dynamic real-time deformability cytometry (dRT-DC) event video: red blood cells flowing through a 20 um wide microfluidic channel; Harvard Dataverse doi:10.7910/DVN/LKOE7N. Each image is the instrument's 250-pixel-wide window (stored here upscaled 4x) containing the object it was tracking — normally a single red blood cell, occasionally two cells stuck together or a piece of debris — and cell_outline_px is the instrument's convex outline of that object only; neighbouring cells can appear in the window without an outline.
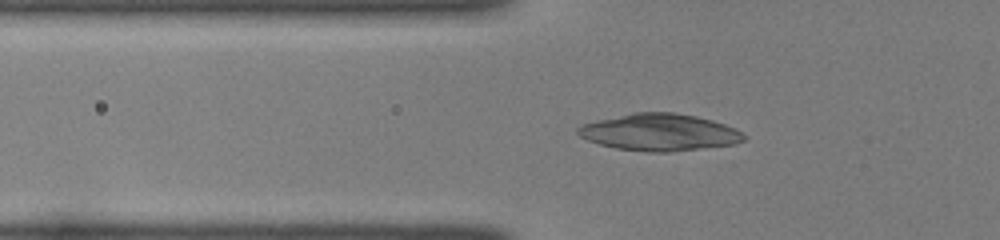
{"species": "common noctule bat (a hibernating species)", "species_latin": "Nyctalus noctula", "temperature_condition": "room temperature", "stored_images_in_passage": 34, "camera_frame_rate_fps": 3000, "um_per_image_px": 0.085, "animal": {"sex": "female", "body_mass_g": 22.0, "forearm_length_mm": 56.7}, "frame": {"image": 1, "passage_image": 2, "time_ms": 0.333, "image_size_px": [1000, 240], "cell_outline_px": [[728, 128], [720, 144], [688, 148], [624, 148], [608, 144], [596, 140], [592, 124], [632, 116], [688, 116], [704, 120]], "centroid_in_image_um": [56.03, 11.25], "position_along_channel_um": 69.8, "area_um2": 26.3}}
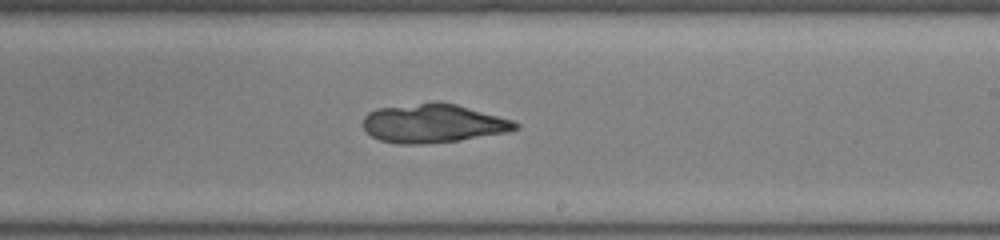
{"frame": {"image": 2, "passage_image": 16, "time_ms": 5.0, "image_size_px": [1000, 240], "cell_outline_px": [[516, 124], [512, 128], [452, 140], [384, 140], [368, 132], [364, 124], [364, 120], [372, 112], [392, 108], [424, 104], [448, 104], [504, 120]], "centroid_in_image_um": [36.68, 10.46], "position_along_channel_um": 252.3, "area_um2": 28.9}}
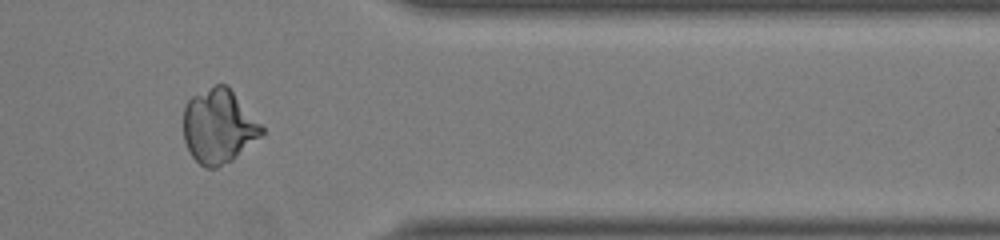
{"frame": {"image": 3, "passage_image": 27, "time_ms": 8.667, "image_size_px": [1000, 240], "cell_outline_px": [[264, 132], [232, 156], [204, 164], [192, 152], [184, 136], [184, 112], [188, 104], [192, 100], [212, 88], [228, 88], [264, 128]], "centroid_in_image_um": [18.6, 10.67], "position_along_channel_um": 392.8, "area_um2": 29.77}, "authors_computed_cell_mechanics": {"area_um2": 29.0734, "velocity_mm_per_s": 4.0224, "shape_relaxation_time_tau1_ms": null, "shape_relaxation_time_tau2_ms": 2.998, "deformation_change_tau1": null, "deformation_change_tau2": 0.0669}}